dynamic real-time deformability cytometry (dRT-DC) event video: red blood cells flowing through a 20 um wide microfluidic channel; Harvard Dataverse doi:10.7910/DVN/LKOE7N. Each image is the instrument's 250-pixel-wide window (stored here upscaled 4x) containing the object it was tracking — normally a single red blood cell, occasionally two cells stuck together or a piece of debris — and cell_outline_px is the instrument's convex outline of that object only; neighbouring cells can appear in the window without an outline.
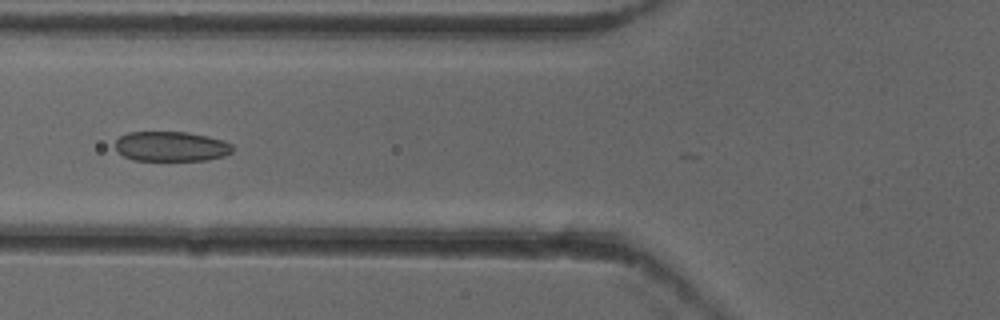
{"species": "common noctule bat (a hibernating species)", "species_latin": "Nyctalus noctula", "temperature_condition": "cold", "stored_images_in_passage": 16, "camera_frame_rate_fps": 3000, "um_per_image_px": 0.085, "animal": {"sex": "female"}, "frame": {"image": 1, "passage_image": 5, "time_ms": 1.333, "image_size_px": [1000, 320], "cell_outline_px": [[232, 152], [224, 156], [208, 160], [132, 160], [124, 156], [116, 148], [116, 140], [120, 136], [128, 132], [188, 132], [208, 136], [224, 140], [232, 144]], "centroid_in_image_um": [14.57, 12.44], "position_along_channel_um": 111.2, "area_um2": 20.46}}
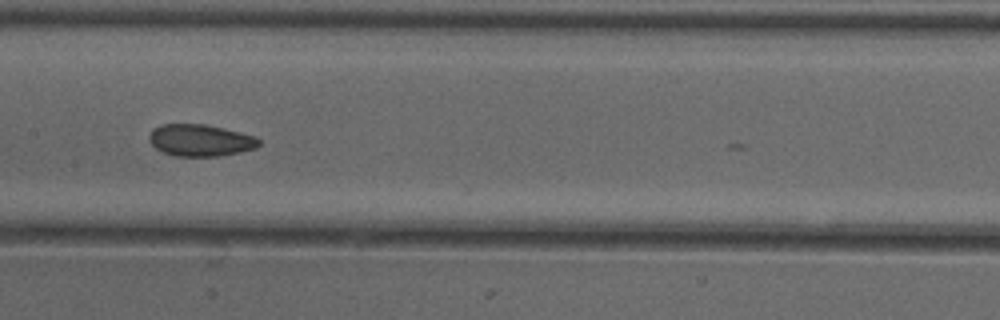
{"frame": {"image": 2, "passage_image": 11, "time_ms": 3.333, "image_size_px": [1000, 320], "cell_outline_px": [[260, 144], [256, 148], [240, 152], [216, 156], [176, 156], [164, 152], [156, 148], [148, 140], [148, 136], [152, 128], [160, 124], [204, 124], [240, 132], [256, 136], [260, 140]], "centroid_in_image_um": [17.01, 11.91], "position_along_channel_um": 190.4, "area_um2": 20.4}}
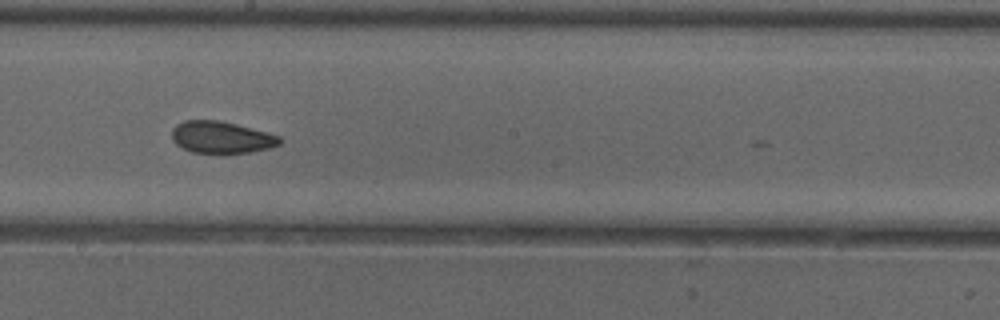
{"frame": {"image": 3, "passage_image": 14, "time_ms": 4.333, "image_size_px": [1000, 320], "cell_outline_px": [[280, 144], [268, 148], [252, 152], [224, 156], [192, 152], [176, 144], [172, 140], [172, 128], [176, 124], [184, 120], [216, 120], [236, 124], [280, 136]], "centroid_in_image_um": [18.78, 11.71], "position_along_channel_um": 229.4, "area_um2": 20.58}}